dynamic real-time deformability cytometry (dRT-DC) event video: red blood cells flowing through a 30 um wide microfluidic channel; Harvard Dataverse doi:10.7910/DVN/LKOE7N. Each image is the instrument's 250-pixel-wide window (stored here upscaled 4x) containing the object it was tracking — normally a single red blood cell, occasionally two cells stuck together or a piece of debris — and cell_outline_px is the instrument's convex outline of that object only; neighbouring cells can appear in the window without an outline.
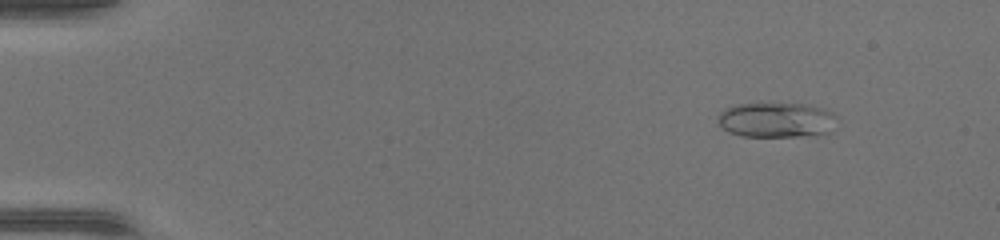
{"species": "common noctule bat (a hibernating species)", "species_latin": "Nyctalus noctula", "temperature_condition": "warm", "stored_images_in_passage": 48, "camera_frame_rate_fps": 3000, "um_per_image_px": 0.085, "animal": {"sex": "female", "body_mass_g": 17.0, "forearm_length_mm": 48.0}, "frame": {"image": 1, "passage_image": 6, "time_ms": 1.667, "image_size_px": [1000, 240], "cell_outline_px": [[836, 116], [828, 132], [816, 136], [740, 136], [728, 132], [716, 120], [720, 112], [736, 104], [804, 104], [820, 108], [832, 112]], "centroid_in_image_um": [65.96, 10.21], "position_along_channel_um": 19.0, "area_um2": 23.99}}
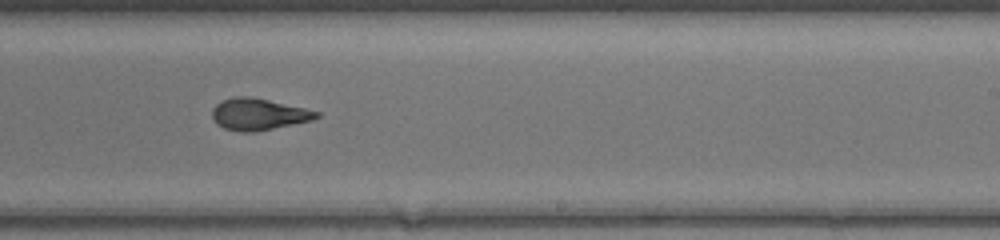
{"frame": {"image": 2, "passage_image": 31, "time_ms": 10.0, "image_size_px": [1000, 240], "cell_outline_px": [[320, 116], [312, 120], [252, 132], [240, 132], [224, 128], [216, 124], [212, 120], [212, 108], [216, 104], [224, 100], [236, 96], [252, 96], [304, 108], [320, 112]], "centroid_in_image_um": [21.93, 9.7], "position_along_channel_um": 267.1, "area_um2": 19.13}}
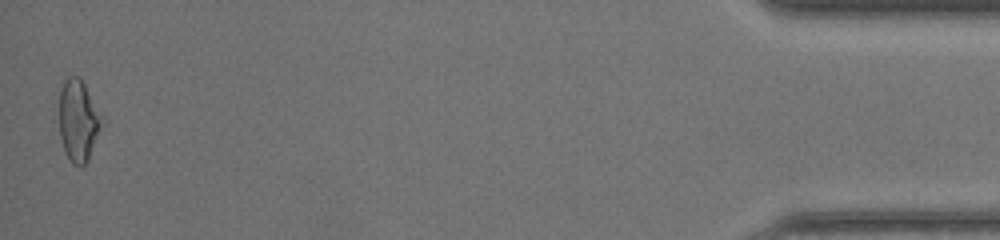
{"frame": {"image": 3, "passage_image": 48, "time_ms": 15.667, "image_size_px": [1000, 240], "cell_outline_px": [[104, 120], [88, 160], [80, 168], [72, 164], [64, 148], [60, 136], [60, 88], [64, 80], [68, 76], [80, 76], [104, 116]], "centroid_in_image_um": [6.68, 10.22], "position_along_channel_um": 428.5, "area_um2": 20.46}, "authors_computed_cell_mechanics": {"area_um2": 19.8832, "velocity_mm_per_s": 4.4049, "shape_relaxation_time_tau1_ms": null, "shape_relaxation_time_tau2_ms": 1.0733, "deformation_change_tau1": null, "deformation_change_tau2": 0.0845}}